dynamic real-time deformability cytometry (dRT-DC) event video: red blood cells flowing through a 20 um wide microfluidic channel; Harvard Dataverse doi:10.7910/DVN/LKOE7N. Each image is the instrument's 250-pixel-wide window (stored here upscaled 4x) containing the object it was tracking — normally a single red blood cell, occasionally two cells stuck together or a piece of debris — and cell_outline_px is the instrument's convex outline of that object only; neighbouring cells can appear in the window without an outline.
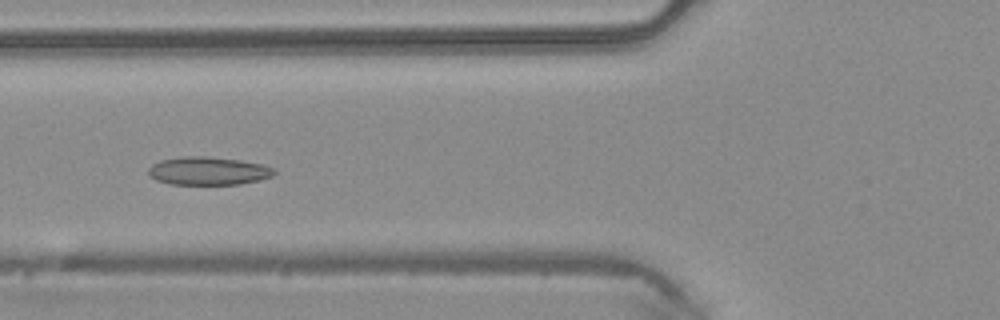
{"species": "common noctule bat (a hibernating species)", "species_latin": "Nyctalus noctula", "temperature_condition": "warm", "stored_images_in_passage": 49, "camera_frame_rate_fps": 3000, "um_per_image_px": 0.085, "animal": {"sex": "male", "body_mass_g": 20.4}, "frame": {"image": 1, "passage_image": 18, "time_ms": 5.667, "image_size_px": [1000, 320], "cell_outline_px": [[276, 172], [272, 176], [260, 180], [240, 184], [168, 184], [156, 180], [148, 176], [148, 168], [152, 164], [160, 160], [180, 156], [204, 156], [240, 160], [264, 164], [276, 168]], "centroid_in_image_um": [17.7, 14.52], "position_along_channel_um": 108.1, "area_um2": 20.92}}
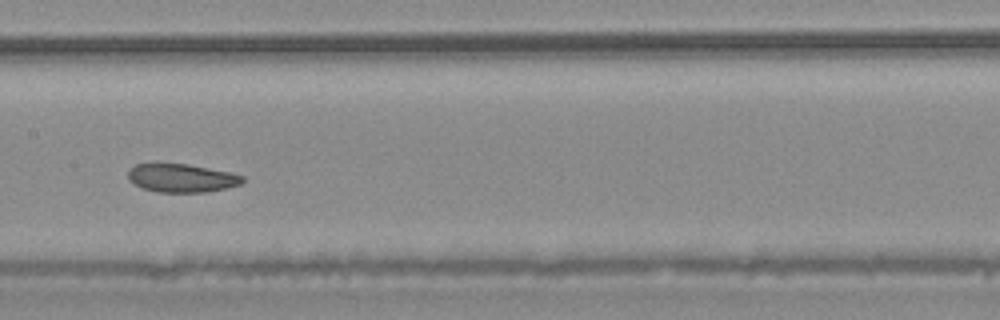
{"frame": {"image": 2, "passage_image": 24, "time_ms": 7.667, "image_size_px": [1000, 320], "cell_outline_px": [[244, 180], [240, 184], [228, 188], [208, 192], [156, 192], [140, 188], [128, 180], [128, 168], [136, 164], [188, 164], [228, 172], [244, 176]], "centroid_in_image_um": [15.4, 15.14], "position_along_channel_um": 192.0, "area_um2": 19.02}}
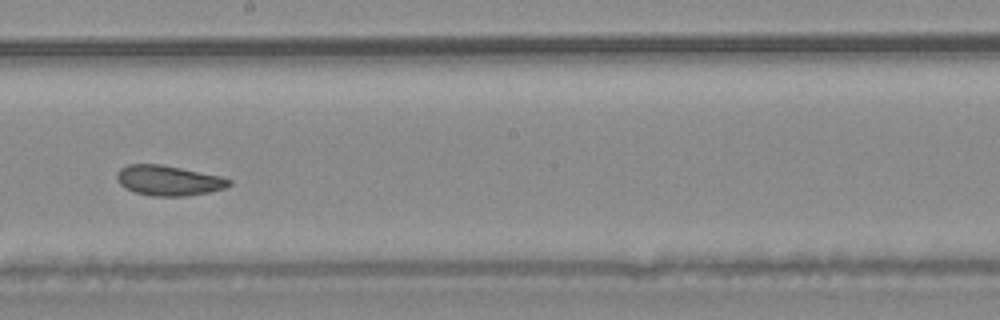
{"frame": {"image": 3, "passage_image": 27, "time_ms": 8.667, "image_size_px": [1000, 320], "cell_outline_px": [[232, 184], [224, 188], [208, 192], [184, 196], [152, 196], [136, 192], [124, 188], [120, 184], [116, 176], [116, 172], [120, 168], [128, 164], [160, 164], [220, 176], [232, 180]], "centroid_in_image_um": [14.3, 15.34], "position_along_channel_um": 233.9, "area_um2": 19.59}, "authors_computed_cell_mechanics": {"area_um2": 20.9236, "velocity_mm_per_s": 4.1951, "shape_relaxation_time_tau1_ms": 9.3502, "shape_relaxation_time_tau2_ms": 5.5042, "deformation_change_tau1": 0.1447, "deformation_change_tau2": 0.1189}}